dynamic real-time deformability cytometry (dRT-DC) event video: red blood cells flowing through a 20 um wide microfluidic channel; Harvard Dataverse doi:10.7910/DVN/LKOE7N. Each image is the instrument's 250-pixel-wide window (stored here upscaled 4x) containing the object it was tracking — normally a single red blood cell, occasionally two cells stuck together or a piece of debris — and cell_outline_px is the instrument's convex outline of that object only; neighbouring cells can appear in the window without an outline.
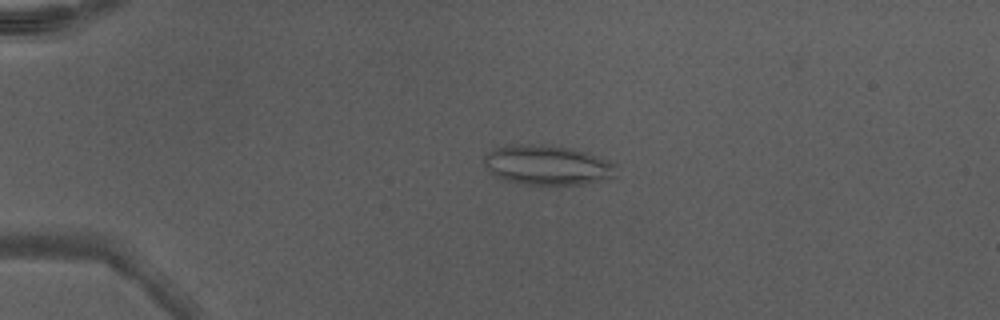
{"species": "Egyptian fruit bat (a non-hibernating species)", "species_latin": "Rousettus aegyptiacus", "temperature_condition": "warm", "stored_images_in_passage": 41, "camera_frame_rate_fps": 3000, "um_per_image_px": 0.085, "animal": {"sex": "male"}, "frame": {"image": 1, "passage_image": 5, "time_ms": 1.333, "image_size_px": [1000, 320], "cell_outline_px": [[616, 176], [588, 184], [520, 184], [496, 176], [484, 164], [484, 156], [488, 152], [496, 148], [516, 144], [544, 144], [572, 148], [588, 152], [608, 160], [616, 164]], "centroid_in_image_um": [46.57, 14.02], "position_along_channel_um": 38.4, "area_um2": 30.63}}
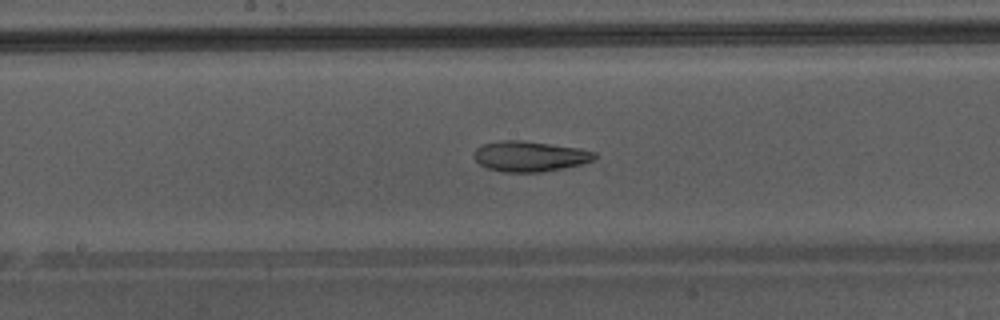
{"frame": {"image": 2, "passage_image": 20, "time_ms": 6.333, "image_size_px": [1000, 320], "cell_outline_px": [[600, 156], [592, 160], [580, 164], [564, 168], [540, 172], [504, 172], [488, 168], [480, 164], [472, 156], [472, 152], [480, 144], [500, 140], [520, 140], [580, 148], [596, 152]], "centroid_in_image_um": [45.01, 13.27], "position_along_channel_um": 203.2, "area_um2": 21.56}}
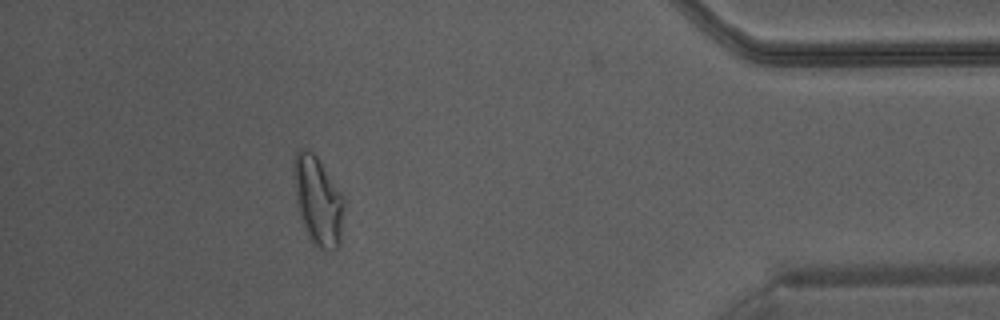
{"frame": {"image": 3, "passage_image": 37, "time_ms": 12.0, "image_size_px": [1000, 320], "cell_outline_px": [[344, 208], [340, 244], [336, 248], [320, 248], [312, 244], [300, 220], [296, 208], [292, 168], [292, 164], [296, 152], [300, 148], [308, 148], [316, 156], [340, 192], [344, 200]], "centroid_in_image_um": [26.97, 17.05], "position_along_channel_um": 408.2, "area_um2": 26.18}, "authors_computed_cell_mechanics": {"area_um2": 23.987, "velocity_mm_per_s": 4.356, "shape_relaxation_time_tau1_ms": null, "shape_relaxation_time_tau2_ms": 3.6558, "deformation_change_tau1": null, "deformation_change_tau2": 0.0999}}